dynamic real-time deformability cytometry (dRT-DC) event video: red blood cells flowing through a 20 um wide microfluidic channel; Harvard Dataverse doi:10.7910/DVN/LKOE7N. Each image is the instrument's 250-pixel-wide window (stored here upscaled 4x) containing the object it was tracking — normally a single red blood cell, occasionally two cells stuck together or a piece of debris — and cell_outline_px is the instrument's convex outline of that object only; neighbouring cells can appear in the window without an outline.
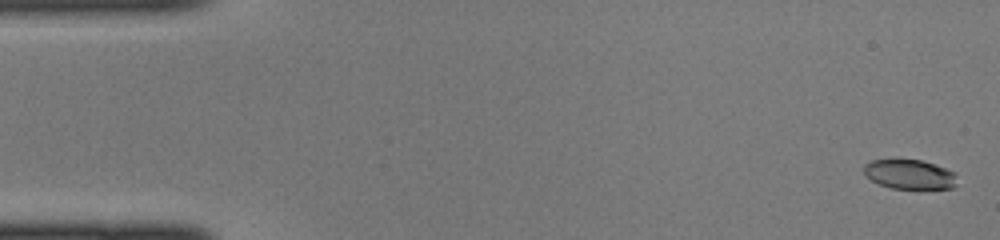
{"species": "common noctule bat (a hibernating species)", "species_latin": "Nyctalus noctula", "temperature_condition": "cold", "stored_images_in_passage": 44, "camera_frame_rate_fps": 3000, "um_per_image_px": 0.085, "animal": {"sex": "female", "body_mass_g": 22.0, "forearm_length_mm": 56.7}, "frame": {"image": 1, "passage_image": 1, "time_ms": 0.0, "image_size_px": [1000, 240], "cell_outline_px": [[956, 184], [952, 188], [892, 188], [880, 184], [872, 180], [864, 172], [864, 164], [872, 160], [920, 160], [956, 172]], "centroid_in_image_um": [77.32, 14.82], "position_along_channel_um": 7.7, "area_um2": 15.66}}
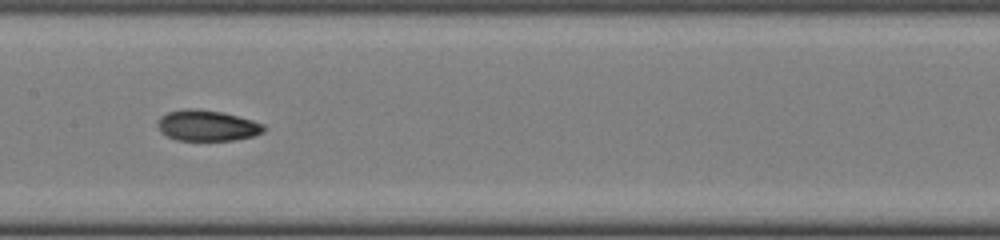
{"frame": {"image": 2, "passage_image": 22, "time_ms": 7.0, "image_size_px": [1000, 240], "cell_outline_px": [[268, 128], [264, 132], [252, 136], [236, 140], [176, 140], [160, 132], [156, 124], [156, 120], [160, 116], [168, 112], [184, 108], [196, 108], [224, 112], [252, 120], [264, 124]], "centroid_in_image_um": [17.59, 10.66], "position_along_channel_um": 189.8, "area_um2": 19.42}}
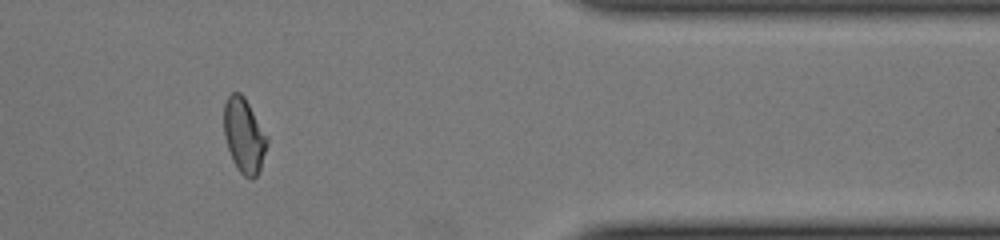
{"frame": {"image": 3, "passage_image": 37, "time_ms": 12.0, "image_size_px": [1000, 240], "cell_outline_px": [[268, 144], [260, 168], [256, 176], [252, 180], [248, 180], [236, 168], [232, 160], [224, 136], [224, 104], [228, 96], [232, 92], [240, 92], [244, 96], [268, 140]], "centroid_in_image_um": [20.72, 11.55], "position_along_channel_um": 390.7, "area_um2": 18.61}}